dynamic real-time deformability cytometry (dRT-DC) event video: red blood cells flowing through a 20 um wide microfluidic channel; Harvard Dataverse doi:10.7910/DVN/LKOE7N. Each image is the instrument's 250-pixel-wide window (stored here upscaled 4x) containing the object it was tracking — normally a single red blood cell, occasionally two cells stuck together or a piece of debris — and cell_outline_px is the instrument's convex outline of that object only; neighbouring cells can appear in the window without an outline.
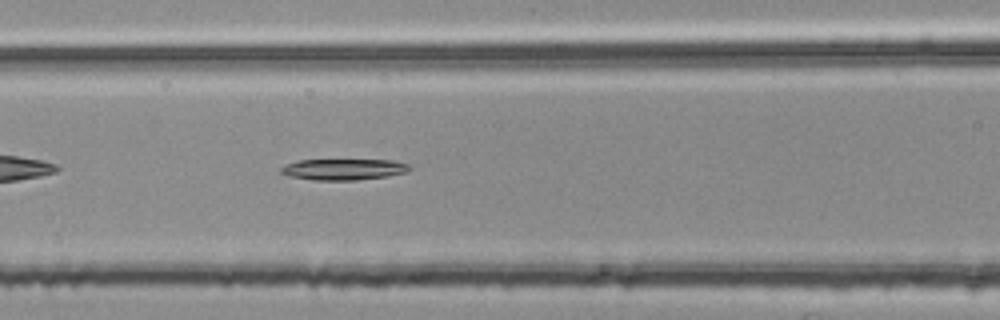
{"species": "common noctule bat (a hibernating species)", "species_latin": "Nyctalus noctula", "temperature_condition": "room temperature", "stored_images_in_passage": 36, "camera_frame_rate_fps": 3000, "um_per_image_px": 0.085, "animal": {"sex": "female", "body_mass_g": 25.1}, "frame": {"image": 1, "passage_image": 8, "time_ms": 2.333, "image_size_px": [1000, 320], "cell_outline_px": [[412, 168], [404, 172], [388, 176], [356, 180], [312, 180], [288, 176], [280, 172], [280, 168], [284, 164], [300, 160], [392, 160], [408, 164]], "centroid_in_image_um": [29.16, 14.39], "position_along_channel_um": 137.4, "area_um2": 15.84}}
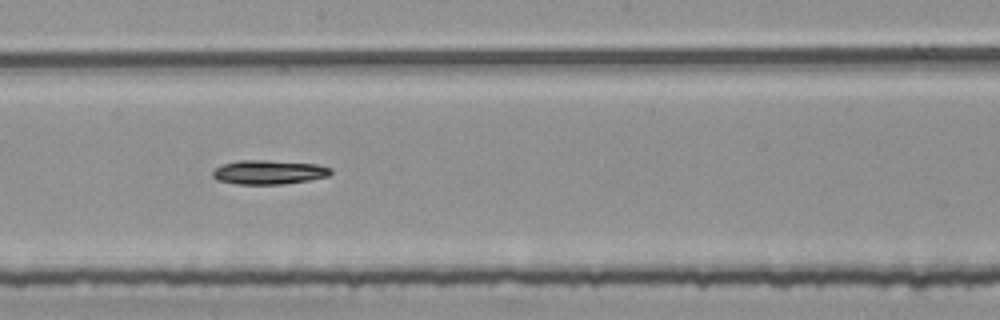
{"frame": {"image": 2, "passage_image": 15, "time_ms": 4.667, "image_size_px": [1000, 320], "cell_outline_px": [[332, 172], [328, 176], [308, 180], [284, 184], [236, 184], [216, 180], [212, 176], [212, 172], [216, 168], [224, 164], [240, 160], [264, 160], [316, 164], [332, 168]], "centroid_in_image_um": [22.84, 14.64], "position_along_channel_um": 225.4, "area_um2": 16.53}}
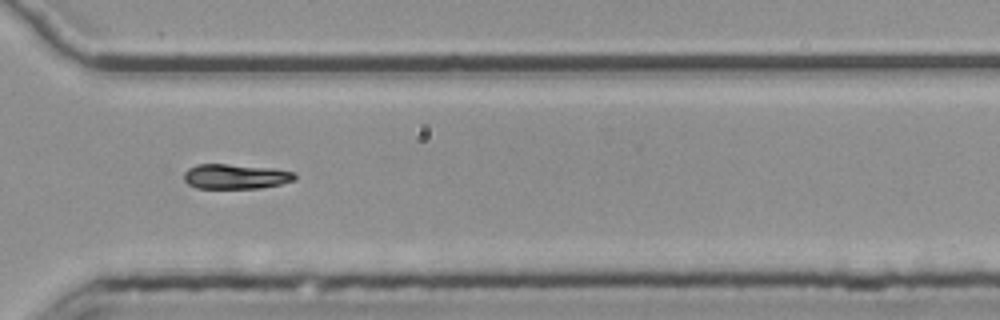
{"frame": {"image": 3, "passage_image": 25, "time_ms": 8.0, "image_size_px": [1000, 320], "cell_outline_px": [[296, 180], [280, 184], [260, 188], [196, 188], [188, 184], [184, 180], [184, 172], [188, 168], [196, 164], [224, 164], [272, 168], [292, 172], [296, 176]], "centroid_in_image_um": [19.99, 15.0], "position_along_channel_um": 350.6, "area_um2": 16.01}, "authors_computed_cell_mechanics": {"area_um2": 16.2996, "velocity_mm_per_s": 3.7676, "shape_relaxation_time_tau1_ms": 9.706, "shape_relaxation_time_tau2_ms": null, "deformation_change_tau1": 0.2257, "deformation_change_tau2": null}}